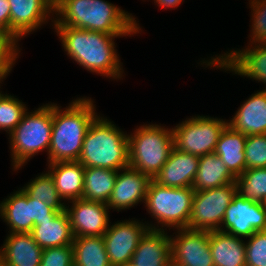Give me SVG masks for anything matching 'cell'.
Returning <instances> with one entry per match:
<instances>
[{
  "label": "cell",
  "instance_id": "obj_1",
  "mask_svg": "<svg viewBox=\"0 0 266 266\" xmlns=\"http://www.w3.org/2000/svg\"><path fill=\"white\" fill-rule=\"evenodd\" d=\"M52 26L135 35L142 32L137 18L106 0H55Z\"/></svg>",
  "mask_w": 266,
  "mask_h": 266
},
{
  "label": "cell",
  "instance_id": "obj_2",
  "mask_svg": "<svg viewBox=\"0 0 266 266\" xmlns=\"http://www.w3.org/2000/svg\"><path fill=\"white\" fill-rule=\"evenodd\" d=\"M67 56L85 70L111 78L122 79L123 63L116 49L115 38L132 35H110L104 32L53 26Z\"/></svg>",
  "mask_w": 266,
  "mask_h": 266
},
{
  "label": "cell",
  "instance_id": "obj_3",
  "mask_svg": "<svg viewBox=\"0 0 266 266\" xmlns=\"http://www.w3.org/2000/svg\"><path fill=\"white\" fill-rule=\"evenodd\" d=\"M91 97H78L64 109L53 102L48 163L78 161L90 124L99 115Z\"/></svg>",
  "mask_w": 266,
  "mask_h": 266
},
{
  "label": "cell",
  "instance_id": "obj_4",
  "mask_svg": "<svg viewBox=\"0 0 266 266\" xmlns=\"http://www.w3.org/2000/svg\"><path fill=\"white\" fill-rule=\"evenodd\" d=\"M84 167L122 170L129 165V142L127 132L113 121L98 115L90 124L81 155L78 159Z\"/></svg>",
  "mask_w": 266,
  "mask_h": 266
},
{
  "label": "cell",
  "instance_id": "obj_5",
  "mask_svg": "<svg viewBox=\"0 0 266 266\" xmlns=\"http://www.w3.org/2000/svg\"><path fill=\"white\" fill-rule=\"evenodd\" d=\"M28 111L29 109L8 137L12 169L17 172L36 154L43 151L47 152L48 163L53 126V103L39 105L36 110Z\"/></svg>",
  "mask_w": 266,
  "mask_h": 266
},
{
  "label": "cell",
  "instance_id": "obj_6",
  "mask_svg": "<svg viewBox=\"0 0 266 266\" xmlns=\"http://www.w3.org/2000/svg\"><path fill=\"white\" fill-rule=\"evenodd\" d=\"M195 190L192 187L173 188L150 181L145 198L146 211L149 213L154 224L145 223L151 230L168 231L167 228H187ZM160 225V226H159Z\"/></svg>",
  "mask_w": 266,
  "mask_h": 266
},
{
  "label": "cell",
  "instance_id": "obj_7",
  "mask_svg": "<svg viewBox=\"0 0 266 266\" xmlns=\"http://www.w3.org/2000/svg\"><path fill=\"white\" fill-rule=\"evenodd\" d=\"M128 134L129 168L151 179L161 170L174 148L172 128L161 124H144Z\"/></svg>",
  "mask_w": 266,
  "mask_h": 266
},
{
  "label": "cell",
  "instance_id": "obj_8",
  "mask_svg": "<svg viewBox=\"0 0 266 266\" xmlns=\"http://www.w3.org/2000/svg\"><path fill=\"white\" fill-rule=\"evenodd\" d=\"M185 119L172 127L174 148L197 156L215 152L228 120L209 115H194Z\"/></svg>",
  "mask_w": 266,
  "mask_h": 266
},
{
  "label": "cell",
  "instance_id": "obj_9",
  "mask_svg": "<svg viewBox=\"0 0 266 266\" xmlns=\"http://www.w3.org/2000/svg\"><path fill=\"white\" fill-rule=\"evenodd\" d=\"M236 195L235 182L224 186L195 191L188 229L220 230L224 215Z\"/></svg>",
  "mask_w": 266,
  "mask_h": 266
},
{
  "label": "cell",
  "instance_id": "obj_10",
  "mask_svg": "<svg viewBox=\"0 0 266 266\" xmlns=\"http://www.w3.org/2000/svg\"><path fill=\"white\" fill-rule=\"evenodd\" d=\"M207 59L200 61L202 67L228 71L266 85V43L248 44L241 50L232 49Z\"/></svg>",
  "mask_w": 266,
  "mask_h": 266
},
{
  "label": "cell",
  "instance_id": "obj_11",
  "mask_svg": "<svg viewBox=\"0 0 266 266\" xmlns=\"http://www.w3.org/2000/svg\"><path fill=\"white\" fill-rule=\"evenodd\" d=\"M111 224L103 234L108 259L111 266L124 265L131 261L139 241L149 227L143 222V219L140 221L135 218Z\"/></svg>",
  "mask_w": 266,
  "mask_h": 266
},
{
  "label": "cell",
  "instance_id": "obj_12",
  "mask_svg": "<svg viewBox=\"0 0 266 266\" xmlns=\"http://www.w3.org/2000/svg\"><path fill=\"white\" fill-rule=\"evenodd\" d=\"M219 231L244 239L256 231H266V208L263 203L246 200L236 193Z\"/></svg>",
  "mask_w": 266,
  "mask_h": 266
},
{
  "label": "cell",
  "instance_id": "obj_13",
  "mask_svg": "<svg viewBox=\"0 0 266 266\" xmlns=\"http://www.w3.org/2000/svg\"><path fill=\"white\" fill-rule=\"evenodd\" d=\"M209 238L210 231L176 229L170 235L171 260L182 266H214Z\"/></svg>",
  "mask_w": 266,
  "mask_h": 266
},
{
  "label": "cell",
  "instance_id": "obj_14",
  "mask_svg": "<svg viewBox=\"0 0 266 266\" xmlns=\"http://www.w3.org/2000/svg\"><path fill=\"white\" fill-rule=\"evenodd\" d=\"M10 4V34L19 42L22 38L54 21L53 0H8Z\"/></svg>",
  "mask_w": 266,
  "mask_h": 266
},
{
  "label": "cell",
  "instance_id": "obj_15",
  "mask_svg": "<svg viewBox=\"0 0 266 266\" xmlns=\"http://www.w3.org/2000/svg\"><path fill=\"white\" fill-rule=\"evenodd\" d=\"M68 203H71V206ZM68 203L65 205V211L74 237L103 236L111 223L106 203L85 199H76Z\"/></svg>",
  "mask_w": 266,
  "mask_h": 266
},
{
  "label": "cell",
  "instance_id": "obj_16",
  "mask_svg": "<svg viewBox=\"0 0 266 266\" xmlns=\"http://www.w3.org/2000/svg\"><path fill=\"white\" fill-rule=\"evenodd\" d=\"M152 179L137 170L125 168L118 170L111 197L107 203L111 209L124 211L137 204L145 203L147 189Z\"/></svg>",
  "mask_w": 266,
  "mask_h": 266
},
{
  "label": "cell",
  "instance_id": "obj_17",
  "mask_svg": "<svg viewBox=\"0 0 266 266\" xmlns=\"http://www.w3.org/2000/svg\"><path fill=\"white\" fill-rule=\"evenodd\" d=\"M200 156L173 148L168 160L152 179L161 186L184 188L192 187Z\"/></svg>",
  "mask_w": 266,
  "mask_h": 266
},
{
  "label": "cell",
  "instance_id": "obj_18",
  "mask_svg": "<svg viewBox=\"0 0 266 266\" xmlns=\"http://www.w3.org/2000/svg\"><path fill=\"white\" fill-rule=\"evenodd\" d=\"M228 125L244 135L266 134V89L257 90L244 100Z\"/></svg>",
  "mask_w": 266,
  "mask_h": 266
},
{
  "label": "cell",
  "instance_id": "obj_19",
  "mask_svg": "<svg viewBox=\"0 0 266 266\" xmlns=\"http://www.w3.org/2000/svg\"><path fill=\"white\" fill-rule=\"evenodd\" d=\"M43 249L30 233H7L0 260L9 266H40Z\"/></svg>",
  "mask_w": 266,
  "mask_h": 266
},
{
  "label": "cell",
  "instance_id": "obj_20",
  "mask_svg": "<svg viewBox=\"0 0 266 266\" xmlns=\"http://www.w3.org/2000/svg\"><path fill=\"white\" fill-rule=\"evenodd\" d=\"M171 240L166 231L149 229L133 253L135 266H166L171 261Z\"/></svg>",
  "mask_w": 266,
  "mask_h": 266
},
{
  "label": "cell",
  "instance_id": "obj_21",
  "mask_svg": "<svg viewBox=\"0 0 266 266\" xmlns=\"http://www.w3.org/2000/svg\"><path fill=\"white\" fill-rule=\"evenodd\" d=\"M60 198L66 202L82 199L85 167L78 161L48 163Z\"/></svg>",
  "mask_w": 266,
  "mask_h": 266
},
{
  "label": "cell",
  "instance_id": "obj_22",
  "mask_svg": "<svg viewBox=\"0 0 266 266\" xmlns=\"http://www.w3.org/2000/svg\"><path fill=\"white\" fill-rule=\"evenodd\" d=\"M11 193L0 203V218L9 227L8 233H30L31 198L21 188Z\"/></svg>",
  "mask_w": 266,
  "mask_h": 266
},
{
  "label": "cell",
  "instance_id": "obj_23",
  "mask_svg": "<svg viewBox=\"0 0 266 266\" xmlns=\"http://www.w3.org/2000/svg\"><path fill=\"white\" fill-rule=\"evenodd\" d=\"M209 246L214 266H246L243 238L219 230L210 231Z\"/></svg>",
  "mask_w": 266,
  "mask_h": 266
},
{
  "label": "cell",
  "instance_id": "obj_24",
  "mask_svg": "<svg viewBox=\"0 0 266 266\" xmlns=\"http://www.w3.org/2000/svg\"><path fill=\"white\" fill-rule=\"evenodd\" d=\"M36 243L42 248L72 245L74 235L67 212H59L53 220L40 221L30 232Z\"/></svg>",
  "mask_w": 266,
  "mask_h": 266
},
{
  "label": "cell",
  "instance_id": "obj_25",
  "mask_svg": "<svg viewBox=\"0 0 266 266\" xmlns=\"http://www.w3.org/2000/svg\"><path fill=\"white\" fill-rule=\"evenodd\" d=\"M246 137L247 135L236 132L227 125L220 134L214 152L235 177H239L246 170Z\"/></svg>",
  "mask_w": 266,
  "mask_h": 266
},
{
  "label": "cell",
  "instance_id": "obj_26",
  "mask_svg": "<svg viewBox=\"0 0 266 266\" xmlns=\"http://www.w3.org/2000/svg\"><path fill=\"white\" fill-rule=\"evenodd\" d=\"M235 179L222 159L213 152L200 156L192 188L195 191L212 189L235 182Z\"/></svg>",
  "mask_w": 266,
  "mask_h": 266
},
{
  "label": "cell",
  "instance_id": "obj_27",
  "mask_svg": "<svg viewBox=\"0 0 266 266\" xmlns=\"http://www.w3.org/2000/svg\"><path fill=\"white\" fill-rule=\"evenodd\" d=\"M118 171L85 167L82 199L108 203Z\"/></svg>",
  "mask_w": 266,
  "mask_h": 266
},
{
  "label": "cell",
  "instance_id": "obj_28",
  "mask_svg": "<svg viewBox=\"0 0 266 266\" xmlns=\"http://www.w3.org/2000/svg\"><path fill=\"white\" fill-rule=\"evenodd\" d=\"M74 266H111L103 236L74 237Z\"/></svg>",
  "mask_w": 266,
  "mask_h": 266
},
{
  "label": "cell",
  "instance_id": "obj_29",
  "mask_svg": "<svg viewBox=\"0 0 266 266\" xmlns=\"http://www.w3.org/2000/svg\"><path fill=\"white\" fill-rule=\"evenodd\" d=\"M30 198L45 203L55 211H64L65 203L60 198L54 180L48 171L37 175L21 188Z\"/></svg>",
  "mask_w": 266,
  "mask_h": 266
},
{
  "label": "cell",
  "instance_id": "obj_30",
  "mask_svg": "<svg viewBox=\"0 0 266 266\" xmlns=\"http://www.w3.org/2000/svg\"><path fill=\"white\" fill-rule=\"evenodd\" d=\"M236 193L252 202L266 199V168L246 169L235 179Z\"/></svg>",
  "mask_w": 266,
  "mask_h": 266
},
{
  "label": "cell",
  "instance_id": "obj_31",
  "mask_svg": "<svg viewBox=\"0 0 266 266\" xmlns=\"http://www.w3.org/2000/svg\"><path fill=\"white\" fill-rule=\"evenodd\" d=\"M28 110L22 100L11 94H2L0 97V130L8 135L21 122L24 113Z\"/></svg>",
  "mask_w": 266,
  "mask_h": 266
},
{
  "label": "cell",
  "instance_id": "obj_32",
  "mask_svg": "<svg viewBox=\"0 0 266 266\" xmlns=\"http://www.w3.org/2000/svg\"><path fill=\"white\" fill-rule=\"evenodd\" d=\"M21 50L19 42L7 30L0 27V75L11 73Z\"/></svg>",
  "mask_w": 266,
  "mask_h": 266
},
{
  "label": "cell",
  "instance_id": "obj_33",
  "mask_svg": "<svg viewBox=\"0 0 266 266\" xmlns=\"http://www.w3.org/2000/svg\"><path fill=\"white\" fill-rule=\"evenodd\" d=\"M251 8L249 44L266 43V0H248Z\"/></svg>",
  "mask_w": 266,
  "mask_h": 266
},
{
  "label": "cell",
  "instance_id": "obj_34",
  "mask_svg": "<svg viewBox=\"0 0 266 266\" xmlns=\"http://www.w3.org/2000/svg\"><path fill=\"white\" fill-rule=\"evenodd\" d=\"M244 152L246 169L266 168V134L247 135Z\"/></svg>",
  "mask_w": 266,
  "mask_h": 266
},
{
  "label": "cell",
  "instance_id": "obj_35",
  "mask_svg": "<svg viewBox=\"0 0 266 266\" xmlns=\"http://www.w3.org/2000/svg\"><path fill=\"white\" fill-rule=\"evenodd\" d=\"M244 240L246 266H266V231H256Z\"/></svg>",
  "mask_w": 266,
  "mask_h": 266
},
{
  "label": "cell",
  "instance_id": "obj_36",
  "mask_svg": "<svg viewBox=\"0 0 266 266\" xmlns=\"http://www.w3.org/2000/svg\"><path fill=\"white\" fill-rule=\"evenodd\" d=\"M40 266H74L73 246L43 249Z\"/></svg>",
  "mask_w": 266,
  "mask_h": 266
},
{
  "label": "cell",
  "instance_id": "obj_37",
  "mask_svg": "<svg viewBox=\"0 0 266 266\" xmlns=\"http://www.w3.org/2000/svg\"><path fill=\"white\" fill-rule=\"evenodd\" d=\"M31 211H32V228L35 224H40V221L53 220L54 217L62 211H55L45 203L31 198Z\"/></svg>",
  "mask_w": 266,
  "mask_h": 266
},
{
  "label": "cell",
  "instance_id": "obj_38",
  "mask_svg": "<svg viewBox=\"0 0 266 266\" xmlns=\"http://www.w3.org/2000/svg\"><path fill=\"white\" fill-rule=\"evenodd\" d=\"M0 27L10 33V4L8 0H0Z\"/></svg>",
  "mask_w": 266,
  "mask_h": 266
},
{
  "label": "cell",
  "instance_id": "obj_39",
  "mask_svg": "<svg viewBox=\"0 0 266 266\" xmlns=\"http://www.w3.org/2000/svg\"><path fill=\"white\" fill-rule=\"evenodd\" d=\"M144 1V0H143ZM154 4H157L160 8L175 9L180 6L185 0H153Z\"/></svg>",
  "mask_w": 266,
  "mask_h": 266
},
{
  "label": "cell",
  "instance_id": "obj_40",
  "mask_svg": "<svg viewBox=\"0 0 266 266\" xmlns=\"http://www.w3.org/2000/svg\"><path fill=\"white\" fill-rule=\"evenodd\" d=\"M7 76H9V74H6V75H0V88H1V84H3L2 82L4 81V80H6V78H7ZM3 93H2V91H1V89H0V97H1V95H2Z\"/></svg>",
  "mask_w": 266,
  "mask_h": 266
},
{
  "label": "cell",
  "instance_id": "obj_41",
  "mask_svg": "<svg viewBox=\"0 0 266 266\" xmlns=\"http://www.w3.org/2000/svg\"><path fill=\"white\" fill-rule=\"evenodd\" d=\"M166 266H182V265H179L178 263H175L174 261H170Z\"/></svg>",
  "mask_w": 266,
  "mask_h": 266
},
{
  "label": "cell",
  "instance_id": "obj_42",
  "mask_svg": "<svg viewBox=\"0 0 266 266\" xmlns=\"http://www.w3.org/2000/svg\"><path fill=\"white\" fill-rule=\"evenodd\" d=\"M120 266H135V265L131 261H129L126 264Z\"/></svg>",
  "mask_w": 266,
  "mask_h": 266
},
{
  "label": "cell",
  "instance_id": "obj_43",
  "mask_svg": "<svg viewBox=\"0 0 266 266\" xmlns=\"http://www.w3.org/2000/svg\"><path fill=\"white\" fill-rule=\"evenodd\" d=\"M0 266H9V265L5 264L2 260H0Z\"/></svg>",
  "mask_w": 266,
  "mask_h": 266
},
{
  "label": "cell",
  "instance_id": "obj_44",
  "mask_svg": "<svg viewBox=\"0 0 266 266\" xmlns=\"http://www.w3.org/2000/svg\"><path fill=\"white\" fill-rule=\"evenodd\" d=\"M263 205L266 208V199L264 200Z\"/></svg>",
  "mask_w": 266,
  "mask_h": 266
}]
</instances>
